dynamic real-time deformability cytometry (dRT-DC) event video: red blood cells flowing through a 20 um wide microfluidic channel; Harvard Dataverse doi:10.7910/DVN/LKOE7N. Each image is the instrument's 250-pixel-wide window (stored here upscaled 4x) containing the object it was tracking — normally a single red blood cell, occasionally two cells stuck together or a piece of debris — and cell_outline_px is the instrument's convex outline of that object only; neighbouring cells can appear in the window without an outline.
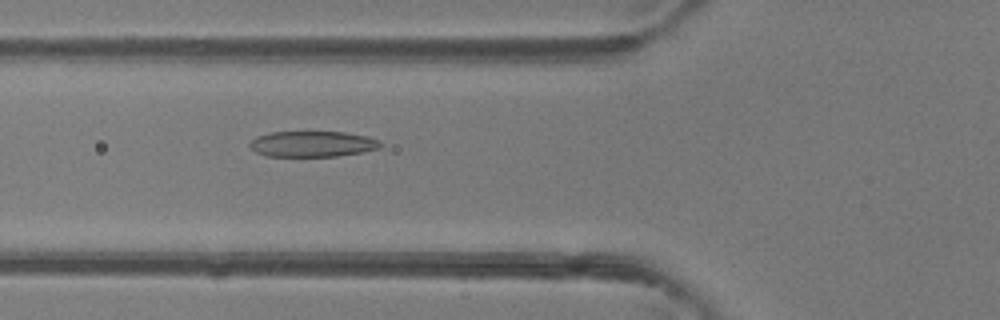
{"species": "common noctule bat (a hibernating species)", "species_latin": "Nyctalus noctula", "temperature_condition": "room temperature", "stored_images_in_passage": 48, "camera_frame_rate_fps": 3000, "um_per_image_px": 0.085, "animal": {"sex": "female"}, "frame": {"image": 1, "passage_image": 18, "time_ms": 5.667, "image_size_px": [1000, 320], "cell_outline_px": [[384, 144], [380, 148], [360, 152], [336, 156], [264, 156], [256, 152], [248, 144], [256, 136], [272, 132], [344, 132], [368, 136], [380, 140]], "centroid_in_image_um": [26.58, 12.23], "position_along_channel_um": 99.2, "area_um2": 19.65}}
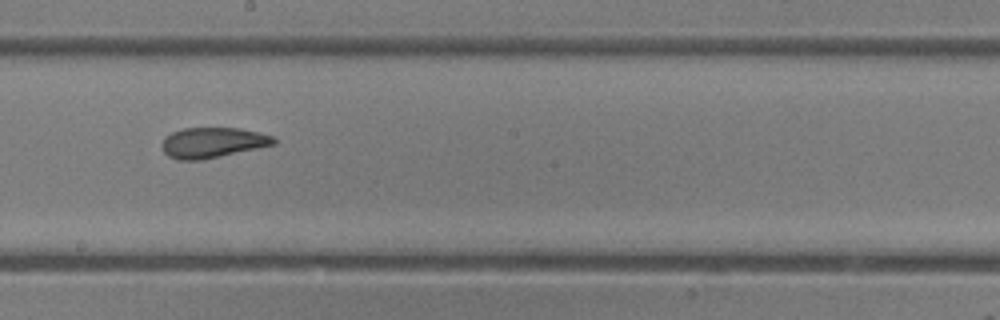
{"frame": {"image": 2, "passage_image": 27, "time_ms": 8.667, "image_size_px": [1000, 320], "cell_outline_px": [[276, 144], [220, 156], [200, 160], [176, 160], [168, 156], [164, 152], [160, 144], [164, 136], [172, 132], [184, 128], [240, 128], [260, 132], [276, 136]], "centroid_in_image_um": [18.06, 12.11], "position_along_channel_um": 230.1, "area_um2": 20.0}}
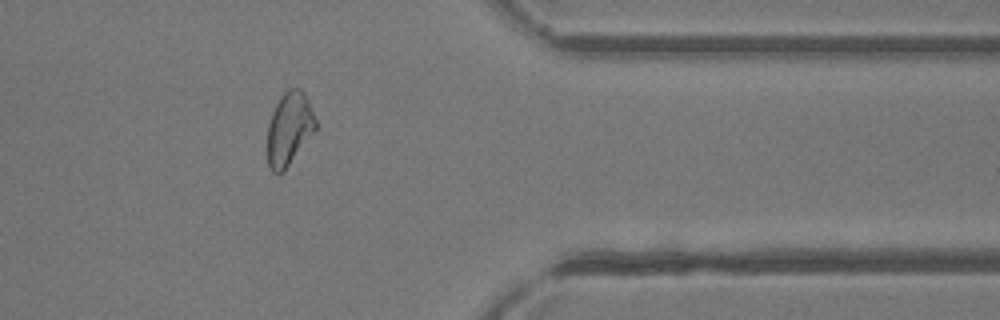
{"frame": {"image": 3, "passage_image": 39, "time_ms": 12.667, "image_size_px": [1000, 320], "cell_outline_px": [[316, 128], [284, 172], [272, 172], [268, 164], [268, 124], [272, 112], [280, 96], [288, 88], [300, 88], [304, 92], [308, 100], [316, 120]], "centroid_in_image_um": [24.58, 10.92], "position_along_channel_um": 386.8, "area_um2": 20.35}, "authors_computed_cell_mechanics": {"area_um2": 21.964, "velocity_mm_per_s": 4.3434, "shape_relaxation_time_tau1_ms": 5.8799, "shape_relaxation_time_tau2_ms": 1.468, "deformation_change_tau1": 0.1918, "deformation_change_tau2": 0.0821}}